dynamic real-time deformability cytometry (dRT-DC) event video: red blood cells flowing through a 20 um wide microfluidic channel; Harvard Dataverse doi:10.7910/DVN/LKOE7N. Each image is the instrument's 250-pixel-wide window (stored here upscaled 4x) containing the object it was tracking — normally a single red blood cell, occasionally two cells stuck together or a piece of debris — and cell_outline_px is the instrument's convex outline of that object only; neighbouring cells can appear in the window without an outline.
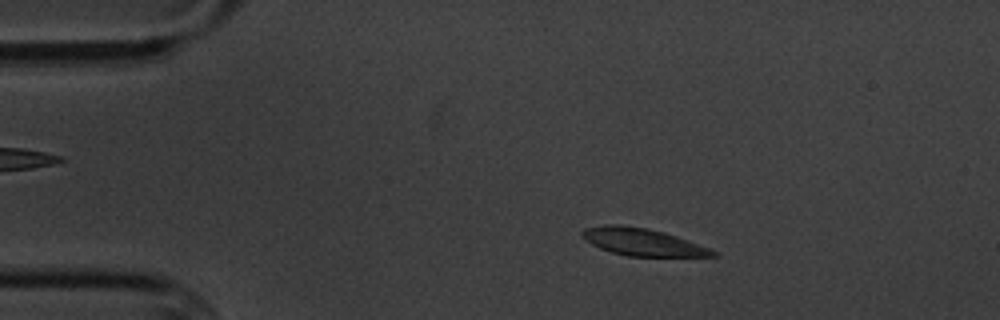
{"species": "common noctule bat (a hibernating species)", "species_latin": "Nyctalus noctula", "temperature_condition": "cold", "stored_images_in_passage": 5, "camera_frame_rate_fps": 3000, "um_per_image_px": 0.085, "animal": {"sex": "male", "body_mass_g": 20.1, "forearm_length_mm": 53.5}, "frame": {"image": 1, "passage_image": 2, "time_ms": 1.333, "image_size_px": [1000, 320], "cell_outline_px": [[720, 256], [628, 256], [612, 252], [600, 248], [592, 244], [580, 236], [580, 232], [584, 228], [604, 224], [616, 224], [644, 228], [664, 232], [688, 240], [708, 248], [716, 252]], "centroid_in_image_um": [54.56, 20.56], "position_along_channel_um": 30.4, "area_um2": 20.58}}
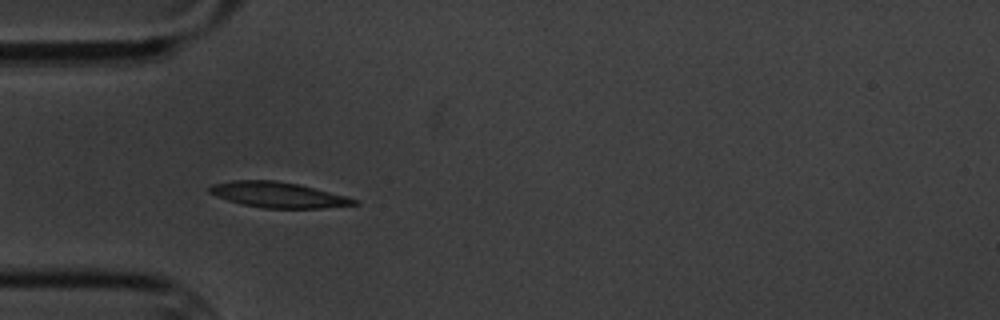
{"frame": {"image": 2, "passage_image": 4, "time_ms": 3.667, "image_size_px": [1000, 320], "cell_outline_px": [[360, 204], [320, 208], [264, 208], [240, 204], [216, 196], [208, 192], [208, 188], [212, 184], [232, 180], [276, 180], [300, 184], [344, 196], [356, 200]], "centroid_in_image_um": [23.58, 16.55], "position_along_channel_um": 61.4, "area_um2": 21.44}}
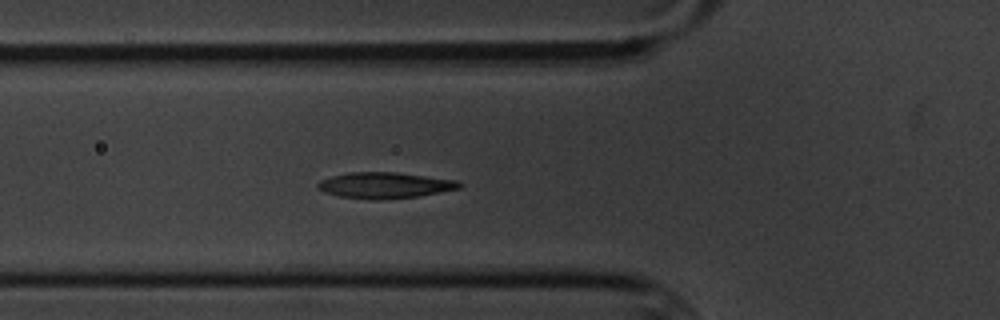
{"frame": {"image": 3, "passage_image": 5, "time_ms": 4.667, "image_size_px": [1000, 320], "cell_outline_px": [[464, 184], [460, 188], [416, 196], [380, 200], [368, 200], [340, 196], [324, 192], [316, 188], [316, 184], [320, 180], [332, 176], [348, 172], [396, 172], [456, 180]], "centroid_in_image_um": [32.66, 15.75], "position_along_channel_um": 93.1, "area_um2": 21.44}}